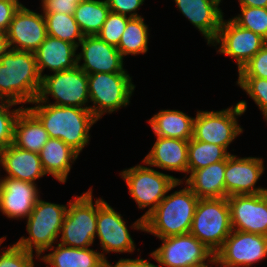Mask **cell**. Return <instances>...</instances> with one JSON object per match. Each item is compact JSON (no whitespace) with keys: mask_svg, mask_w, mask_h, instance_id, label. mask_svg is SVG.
<instances>
[{"mask_svg":"<svg viewBox=\"0 0 267 267\" xmlns=\"http://www.w3.org/2000/svg\"><path fill=\"white\" fill-rule=\"evenodd\" d=\"M31 104L27 108L40 120L49 138L62 140L79 154L89 144L90 129L98 121L90 109L57 106L37 98Z\"/></svg>","mask_w":267,"mask_h":267,"instance_id":"obj_1","label":"cell"},{"mask_svg":"<svg viewBox=\"0 0 267 267\" xmlns=\"http://www.w3.org/2000/svg\"><path fill=\"white\" fill-rule=\"evenodd\" d=\"M41 80L33 52L9 49L0 58V101L25 107L38 97Z\"/></svg>","mask_w":267,"mask_h":267,"instance_id":"obj_2","label":"cell"},{"mask_svg":"<svg viewBox=\"0 0 267 267\" xmlns=\"http://www.w3.org/2000/svg\"><path fill=\"white\" fill-rule=\"evenodd\" d=\"M183 181H178L162 199L158 206L144 219V232L165 238L174 235L188 234L191 229L199 198L184 185L182 189L171 192L176 187H182Z\"/></svg>","mask_w":267,"mask_h":267,"instance_id":"obj_3","label":"cell"},{"mask_svg":"<svg viewBox=\"0 0 267 267\" xmlns=\"http://www.w3.org/2000/svg\"><path fill=\"white\" fill-rule=\"evenodd\" d=\"M67 206L68 204H56L39 197L26 218V231L29 236H21L15 244L41 257L45 251L58 243Z\"/></svg>","mask_w":267,"mask_h":267,"instance_id":"obj_4","label":"cell"},{"mask_svg":"<svg viewBox=\"0 0 267 267\" xmlns=\"http://www.w3.org/2000/svg\"><path fill=\"white\" fill-rule=\"evenodd\" d=\"M141 162L144 165L141 163L125 168L119 175L125 181L130 197L138 208L141 210L149 208L141 216L145 219L158 206L168 191L182 179L157 171L143 160Z\"/></svg>","mask_w":267,"mask_h":267,"instance_id":"obj_5","label":"cell"},{"mask_svg":"<svg viewBox=\"0 0 267 267\" xmlns=\"http://www.w3.org/2000/svg\"><path fill=\"white\" fill-rule=\"evenodd\" d=\"M67 203L58 243L72 248L92 247L97 223V198L93 201L92 187Z\"/></svg>","mask_w":267,"mask_h":267,"instance_id":"obj_6","label":"cell"},{"mask_svg":"<svg viewBox=\"0 0 267 267\" xmlns=\"http://www.w3.org/2000/svg\"><path fill=\"white\" fill-rule=\"evenodd\" d=\"M135 84L129 73H94L88 75L89 109L100 120L130 105Z\"/></svg>","mask_w":267,"mask_h":267,"instance_id":"obj_7","label":"cell"},{"mask_svg":"<svg viewBox=\"0 0 267 267\" xmlns=\"http://www.w3.org/2000/svg\"><path fill=\"white\" fill-rule=\"evenodd\" d=\"M247 101L241 100L235 105L221 110L196 111L193 122V136L197 141L208 142L227 150L234 140L243 133L238 117L247 110Z\"/></svg>","mask_w":267,"mask_h":267,"instance_id":"obj_8","label":"cell"},{"mask_svg":"<svg viewBox=\"0 0 267 267\" xmlns=\"http://www.w3.org/2000/svg\"><path fill=\"white\" fill-rule=\"evenodd\" d=\"M232 230L227 198L199 199L190 234L215 254Z\"/></svg>","mask_w":267,"mask_h":267,"instance_id":"obj_9","label":"cell"},{"mask_svg":"<svg viewBox=\"0 0 267 267\" xmlns=\"http://www.w3.org/2000/svg\"><path fill=\"white\" fill-rule=\"evenodd\" d=\"M49 96L54 102H50ZM37 99L57 106L89 109L88 75L79 66L45 74Z\"/></svg>","mask_w":267,"mask_h":267,"instance_id":"obj_10","label":"cell"},{"mask_svg":"<svg viewBox=\"0 0 267 267\" xmlns=\"http://www.w3.org/2000/svg\"><path fill=\"white\" fill-rule=\"evenodd\" d=\"M123 215L102 198H97V223L96 237L99 240L101 254L106 258V254L114 253H133L136 244L129 229L144 232V219L142 217L131 223V227L126 224Z\"/></svg>","mask_w":267,"mask_h":267,"instance_id":"obj_11","label":"cell"},{"mask_svg":"<svg viewBox=\"0 0 267 267\" xmlns=\"http://www.w3.org/2000/svg\"><path fill=\"white\" fill-rule=\"evenodd\" d=\"M158 239L162 244L149 254L157 267H208L214 263V253L190 233Z\"/></svg>","mask_w":267,"mask_h":267,"instance_id":"obj_12","label":"cell"},{"mask_svg":"<svg viewBox=\"0 0 267 267\" xmlns=\"http://www.w3.org/2000/svg\"><path fill=\"white\" fill-rule=\"evenodd\" d=\"M267 258V236L232 230L214 254L216 267H253Z\"/></svg>","mask_w":267,"mask_h":267,"instance_id":"obj_13","label":"cell"},{"mask_svg":"<svg viewBox=\"0 0 267 267\" xmlns=\"http://www.w3.org/2000/svg\"><path fill=\"white\" fill-rule=\"evenodd\" d=\"M266 44L260 35L240 27L231 18H223L218 34L209 46H214L218 54L231 57L239 72Z\"/></svg>","mask_w":267,"mask_h":267,"instance_id":"obj_14","label":"cell"},{"mask_svg":"<svg viewBox=\"0 0 267 267\" xmlns=\"http://www.w3.org/2000/svg\"><path fill=\"white\" fill-rule=\"evenodd\" d=\"M264 159L261 157H239L231 154L226 159L225 198L234 195H256L266 193L267 188L257 186L264 174Z\"/></svg>","mask_w":267,"mask_h":267,"instance_id":"obj_15","label":"cell"},{"mask_svg":"<svg viewBox=\"0 0 267 267\" xmlns=\"http://www.w3.org/2000/svg\"><path fill=\"white\" fill-rule=\"evenodd\" d=\"M77 66L87 75L94 73H128L124 68V57L117 47L107 44L97 35H86L80 42ZM83 61V62H81ZM82 63V64H81Z\"/></svg>","mask_w":267,"mask_h":267,"instance_id":"obj_16","label":"cell"},{"mask_svg":"<svg viewBox=\"0 0 267 267\" xmlns=\"http://www.w3.org/2000/svg\"><path fill=\"white\" fill-rule=\"evenodd\" d=\"M6 36L9 49L34 53L47 37L43 13L21 6L13 16Z\"/></svg>","mask_w":267,"mask_h":267,"instance_id":"obj_17","label":"cell"},{"mask_svg":"<svg viewBox=\"0 0 267 267\" xmlns=\"http://www.w3.org/2000/svg\"><path fill=\"white\" fill-rule=\"evenodd\" d=\"M233 230L267 236V192L227 197Z\"/></svg>","mask_w":267,"mask_h":267,"instance_id":"obj_18","label":"cell"},{"mask_svg":"<svg viewBox=\"0 0 267 267\" xmlns=\"http://www.w3.org/2000/svg\"><path fill=\"white\" fill-rule=\"evenodd\" d=\"M37 184L2 177L0 185V211L9 219H26L40 197Z\"/></svg>","mask_w":267,"mask_h":267,"instance_id":"obj_19","label":"cell"},{"mask_svg":"<svg viewBox=\"0 0 267 267\" xmlns=\"http://www.w3.org/2000/svg\"><path fill=\"white\" fill-rule=\"evenodd\" d=\"M177 10L192 23L209 46L216 38L222 20L223 10L214 0H174Z\"/></svg>","mask_w":267,"mask_h":267,"instance_id":"obj_20","label":"cell"},{"mask_svg":"<svg viewBox=\"0 0 267 267\" xmlns=\"http://www.w3.org/2000/svg\"><path fill=\"white\" fill-rule=\"evenodd\" d=\"M156 141L142 159L149 166L188 175V140L155 136Z\"/></svg>","mask_w":267,"mask_h":267,"instance_id":"obj_21","label":"cell"},{"mask_svg":"<svg viewBox=\"0 0 267 267\" xmlns=\"http://www.w3.org/2000/svg\"><path fill=\"white\" fill-rule=\"evenodd\" d=\"M0 157L6 173L4 177L37 184L36 180L47 175L39 154L18 148L13 143L0 151Z\"/></svg>","mask_w":267,"mask_h":267,"instance_id":"obj_22","label":"cell"},{"mask_svg":"<svg viewBox=\"0 0 267 267\" xmlns=\"http://www.w3.org/2000/svg\"><path fill=\"white\" fill-rule=\"evenodd\" d=\"M77 46L47 35L44 42L34 52L40 77L47 68L51 73L73 69L77 66Z\"/></svg>","mask_w":267,"mask_h":267,"instance_id":"obj_23","label":"cell"},{"mask_svg":"<svg viewBox=\"0 0 267 267\" xmlns=\"http://www.w3.org/2000/svg\"><path fill=\"white\" fill-rule=\"evenodd\" d=\"M226 159L190 172L183 183L199 198L225 197Z\"/></svg>","mask_w":267,"mask_h":267,"instance_id":"obj_24","label":"cell"},{"mask_svg":"<svg viewBox=\"0 0 267 267\" xmlns=\"http://www.w3.org/2000/svg\"><path fill=\"white\" fill-rule=\"evenodd\" d=\"M79 155L72 147L56 138H49L39 152L45 173L62 184L66 183L72 164Z\"/></svg>","mask_w":267,"mask_h":267,"instance_id":"obj_25","label":"cell"},{"mask_svg":"<svg viewBox=\"0 0 267 267\" xmlns=\"http://www.w3.org/2000/svg\"><path fill=\"white\" fill-rule=\"evenodd\" d=\"M50 250V251H49ZM40 257L47 267H101L103 256L93 248H72L54 244Z\"/></svg>","mask_w":267,"mask_h":267,"instance_id":"obj_26","label":"cell"},{"mask_svg":"<svg viewBox=\"0 0 267 267\" xmlns=\"http://www.w3.org/2000/svg\"><path fill=\"white\" fill-rule=\"evenodd\" d=\"M48 139V132L40 120L24 107L15 121L13 144L23 150L39 154Z\"/></svg>","mask_w":267,"mask_h":267,"instance_id":"obj_27","label":"cell"},{"mask_svg":"<svg viewBox=\"0 0 267 267\" xmlns=\"http://www.w3.org/2000/svg\"><path fill=\"white\" fill-rule=\"evenodd\" d=\"M194 118L181 110L162 109L147 121L155 136L189 141L193 136Z\"/></svg>","mask_w":267,"mask_h":267,"instance_id":"obj_28","label":"cell"},{"mask_svg":"<svg viewBox=\"0 0 267 267\" xmlns=\"http://www.w3.org/2000/svg\"><path fill=\"white\" fill-rule=\"evenodd\" d=\"M110 12L106 0H85L76 5L74 18L84 36L96 35Z\"/></svg>","mask_w":267,"mask_h":267,"instance_id":"obj_29","label":"cell"},{"mask_svg":"<svg viewBox=\"0 0 267 267\" xmlns=\"http://www.w3.org/2000/svg\"><path fill=\"white\" fill-rule=\"evenodd\" d=\"M150 30L145 23L144 17L131 18L126 25L117 49L125 58L126 56H136L148 52Z\"/></svg>","mask_w":267,"mask_h":267,"instance_id":"obj_30","label":"cell"},{"mask_svg":"<svg viewBox=\"0 0 267 267\" xmlns=\"http://www.w3.org/2000/svg\"><path fill=\"white\" fill-rule=\"evenodd\" d=\"M231 154L225 147L191 138L188 143V174L210 164L224 161Z\"/></svg>","mask_w":267,"mask_h":267,"instance_id":"obj_31","label":"cell"},{"mask_svg":"<svg viewBox=\"0 0 267 267\" xmlns=\"http://www.w3.org/2000/svg\"><path fill=\"white\" fill-rule=\"evenodd\" d=\"M47 35L69 42L78 47L84 34L77 24L74 15L63 13H43Z\"/></svg>","mask_w":267,"mask_h":267,"instance_id":"obj_32","label":"cell"},{"mask_svg":"<svg viewBox=\"0 0 267 267\" xmlns=\"http://www.w3.org/2000/svg\"><path fill=\"white\" fill-rule=\"evenodd\" d=\"M240 13L232 20L240 27L251 30L267 41V8L239 6Z\"/></svg>","mask_w":267,"mask_h":267,"instance_id":"obj_33","label":"cell"},{"mask_svg":"<svg viewBox=\"0 0 267 267\" xmlns=\"http://www.w3.org/2000/svg\"><path fill=\"white\" fill-rule=\"evenodd\" d=\"M19 104L0 101V151L13 143L14 125L20 111L24 108ZM18 107L12 109V107Z\"/></svg>","mask_w":267,"mask_h":267,"instance_id":"obj_34","label":"cell"},{"mask_svg":"<svg viewBox=\"0 0 267 267\" xmlns=\"http://www.w3.org/2000/svg\"><path fill=\"white\" fill-rule=\"evenodd\" d=\"M236 85L254 101L267 122V79L238 78Z\"/></svg>","mask_w":267,"mask_h":267,"instance_id":"obj_35","label":"cell"},{"mask_svg":"<svg viewBox=\"0 0 267 267\" xmlns=\"http://www.w3.org/2000/svg\"><path fill=\"white\" fill-rule=\"evenodd\" d=\"M130 19L128 16L110 11L102 28L96 35L107 44L117 47Z\"/></svg>","mask_w":267,"mask_h":267,"instance_id":"obj_36","label":"cell"},{"mask_svg":"<svg viewBox=\"0 0 267 267\" xmlns=\"http://www.w3.org/2000/svg\"><path fill=\"white\" fill-rule=\"evenodd\" d=\"M0 250V267H35V260L40 257L27 252L15 243ZM35 257V258H34Z\"/></svg>","mask_w":267,"mask_h":267,"instance_id":"obj_37","label":"cell"},{"mask_svg":"<svg viewBox=\"0 0 267 267\" xmlns=\"http://www.w3.org/2000/svg\"><path fill=\"white\" fill-rule=\"evenodd\" d=\"M238 78L267 79V44L238 72Z\"/></svg>","mask_w":267,"mask_h":267,"instance_id":"obj_38","label":"cell"},{"mask_svg":"<svg viewBox=\"0 0 267 267\" xmlns=\"http://www.w3.org/2000/svg\"><path fill=\"white\" fill-rule=\"evenodd\" d=\"M110 11L128 16L130 18H139L143 15L138 14V10L144 4L145 0H106Z\"/></svg>","mask_w":267,"mask_h":267,"instance_id":"obj_39","label":"cell"},{"mask_svg":"<svg viewBox=\"0 0 267 267\" xmlns=\"http://www.w3.org/2000/svg\"><path fill=\"white\" fill-rule=\"evenodd\" d=\"M74 0H41L39 7L42 13H63L67 15H74L76 9Z\"/></svg>","mask_w":267,"mask_h":267,"instance_id":"obj_40","label":"cell"},{"mask_svg":"<svg viewBox=\"0 0 267 267\" xmlns=\"http://www.w3.org/2000/svg\"><path fill=\"white\" fill-rule=\"evenodd\" d=\"M20 7L16 2L0 0V33L6 34L15 12Z\"/></svg>","mask_w":267,"mask_h":267,"instance_id":"obj_41","label":"cell"},{"mask_svg":"<svg viewBox=\"0 0 267 267\" xmlns=\"http://www.w3.org/2000/svg\"><path fill=\"white\" fill-rule=\"evenodd\" d=\"M101 267H157L154 263L149 262L148 259L138 258H120L114 265L103 258Z\"/></svg>","mask_w":267,"mask_h":267,"instance_id":"obj_42","label":"cell"},{"mask_svg":"<svg viewBox=\"0 0 267 267\" xmlns=\"http://www.w3.org/2000/svg\"><path fill=\"white\" fill-rule=\"evenodd\" d=\"M240 6L267 8V0H238Z\"/></svg>","mask_w":267,"mask_h":267,"instance_id":"obj_43","label":"cell"},{"mask_svg":"<svg viewBox=\"0 0 267 267\" xmlns=\"http://www.w3.org/2000/svg\"><path fill=\"white\" fill-rule=\"evenodd\" d=\"M9 50L6 34L0 33V58Z\"/></svg>","mask_w":267,"mask_h":267,"instance_id":"obj_44","label":"cell"},{"mask_svg":"<svg viewBox=\"0 0 267 267\" xmlns=\"http://www.w3.org/2000/svg\"><path fill=\"white\" fill-rule=\"evenodd\" d=\"M2 1L16 2V3H18L20 6H25V5H23V3H21L19 0H2Z\"/></svg>","mask_w":267,"mask_h":267,"instance_id":"obj_45","label":"cell"},{"mask_svg":"<svg viewBox=\"0 0 267 267\" xmlns=\"http://www.w3.org/2000/svg\"><path fill=\"white\" fill-rule=\"evenodd\" d=\"M5 239H6V236L0 237V247L3 244V242L5 241Z\"/></svg>","mask_w":267,"mask_h":267,"instance_id":"obj_46","label":"cell"},{"mask_svg":"<svg viewBox=\"0 0 267 267\" xmlns=\"http://www.w3.org/2000/svg\"><path fill=\"white\" fill-rule=\"evenodd\" d=\"M82 1H85V0H74V2H75L76 4H79V3H81Z\"/></svg>","mask_w":267,"mask_h":267,"instance_id":"obj_47","label":"cell"},{"mask_svg":"<svg viewBox=\"0 0 267 267\" xmlns=\"http://www.w3.org/2000/svg\"><path fill=\"white\" fill-rule=\"evenodd\" d=\"M215 2H217L220 6L223 0H214Z\"/></svg>","mask_w":267,"mask_h":267,"instance_id":"obj_48","label":"cell"},{"mask_svg":"<svg viewBox=\"0 0 267 267\" xmlns=\"http://www.w3.org/2000/svg\"><path fill=\"white\" fill-rule=\"evenodd\" d=\"M2 166L1 164V157H0V167ZM1 171V170H0ZM2 177H0V185H1Z\"/></svg>","mask_w":267,"mask_h":267,"instance_id":"obj_49","label":"cell"},{"mask_svg":"<svg viewBox=\"0 0 267 267\" xmlns=\"http://www.w3.org/2000/svg\"><path fill=\"white\" fill-rule=\"evenodd\" d=\"M214 265H215V262L213 264H211L210 266H208V267H214Z\"/></svg>","mask_w":267,"mask_h":267,"instance_id":"obj_50","label":"cell"}]
</instances>
